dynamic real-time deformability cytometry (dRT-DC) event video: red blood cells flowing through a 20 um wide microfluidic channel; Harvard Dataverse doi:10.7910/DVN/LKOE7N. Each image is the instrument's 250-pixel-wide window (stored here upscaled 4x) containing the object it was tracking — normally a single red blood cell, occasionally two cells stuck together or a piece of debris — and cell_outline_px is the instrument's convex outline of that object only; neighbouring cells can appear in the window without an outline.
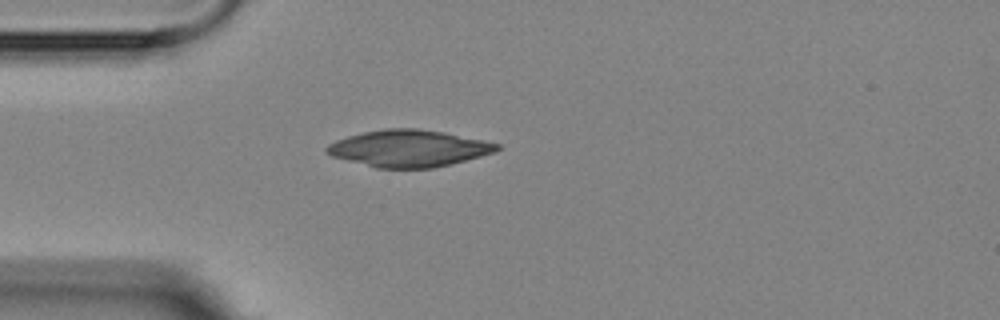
{"species": "Egyptian fruit bat (a non-hibernating species)", "species_latin": "Rousettus aegyptiacus", "temperature_condition": "room temperature", "stored_images_in_passage": 1, "camera_frame_rate_fps": 3000, "um_per_image_px": 0.085, "animal": {"sex": "female"}, "frame": {"image": 1, "passage_image": 1, "time_ms": 0.0, "image_size_px": [1000, 320], "cell_outline_px": [[500, 148], [496, 152], [452, 164], [432, 168], [376, 168], [332, 156], [324, 152], [324, 148], [328, 144], [336, 140], [348, 136], [364, 132], [384, 128], [416, 128], [444, 132], [500, 144]], "centroid_in_image_um": [34.73, 12.61], "position_along_channel_um": 50.3, "area_um2": 36.53}}